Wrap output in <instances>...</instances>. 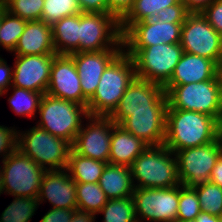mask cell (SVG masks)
Wrapping results in <instances>:
<instances>
[{
    "label": "cell",
    "instance_id": "6da1fadb",
    "mask_svg": "<svg viewBox=\"0 0 222 222\" xmlns=\"http://www.w3.org/2000/svg\"><path fill=\"white\" fill-rule=\"evenodd\" d=\"M218 121L207 114L167 108L164 145L173 153L217 140Z\"/></svg>",
    "mask_w": 222,
    "mask_h": 222
},
{
    "label": "cell",
    "instance_id": "d6a6232c",
    "mask_svg": "<svg viewBox=\"0 0 222 222\" xmlns=\"http://www.w3.org/2000/svg\"><path fill=\"white\" fill-rule=\"evenodd\" d=\"M200 202L201 211L222 216V188L212 182L193 187Z\"/></svg>",
    "mask_w": 222,
    "mask_h": 222
},
{
    "label": "cell",
    "instance_id": "7a4b0ae2",
    "mask_svg": "<svg viewBox=\"0 0 222 222\" xmlns=\"http://www.w3.org/2000/svg\"><path fill=\"white\" fill-rule=\"evenodd\" d=\"M136 77L132 57L122 50L104 70L93 97L87 103L91 116H110Z\"/></svg>",
    "mask_w": 222,
    "mask_h": 222
},
{
    "label": "cell",
    "instance_id": "8d00e7d4",
    "mask_svg": "<svg viewBox=\"0 0 222 222\" xmlns=\"http://www.w3.org/2000/svg\"><path fill=\"white\" fill-rule=\"evenodd\" d=\"M188 14L186 6L180 1L157 12L155 19L166 23H184Z\"/></svg>",
    "mask_w": 222,
    "mask_h": 222
},
{
    "label": "cell",
    "instance_id": "83f0119b",
    "mask_svg": "<svg viewBox=\"0 0 222 222\" xmlns=\"http://www.w3.org/2000/svg\"><path fill=\"white\" fill-rule=\"evenodd\" d=\"M27 20L11 14L0 6V41L7 51H14L21 34L24 32Z\"/></svg>",
    "mask_w": 222,
    "mask_h": 222
},
{
    "label": "cell",
    "instance_id": "7dc6e473",
    "mask_svg": "<svg viewBox=\"0 0 222 222\" xmlns=\"http://www.w3.org/2000/svg\"><path fill=\"white\" fill-rule=\"evenodd\" d=\"M195 220L196 222H213V215L208 212L201 211Z\"/></svg>",
    "mask_w": 222,
    "mask_h": 222
},
{
    "label": "cell",
    "instance_id": "74e56055",
    "mask_svg": "<svg viewBox=\"0 0 222 222\" xmlns=\"http://www.w3.org/2000/svg\"><path fill=\"white\" fill-rule=\"evenodd\" d=\"M18 132L11 127L0 125V155L5 159L17 149Z\"/></svg>",
    "mask_w": 222,
    "mask_h": 222
},
{
    "label": "cell",
    "instance_id": "d590c367",
    "mask_svg": "<svg viewBox=\"0 0 222 222\" xmlns=\"http://www.w3.org/2000/svg\"><path fill=\"white\" fill-rule=\"evenodd\" d=\"M201 212L200 202L193 187L180 185L177 221L194 220Z\"/></svg>",
    "mask_w": 222,
    "mask_h": 222
},
{
    "label": "cell",
    "instance_id": "d6986e66",
    "mask_svg": "<svg viewBox=\"0 0 222 222\" xmlns=\"http://www.w3.org/2000/svg\"><path fill=\"white\" fill-rule=\"evenodd\" d=\"M37 199L39 204L47 199L53 208L75 210L77 209L76 182L66 169L47 170L44 173Z\"/></svg>",
    "mask_w": 222,
    "mask_h": 222
},
{
    "label": "cell",
    "instance_id": "681fc988",
    "mask_svg": "<svg viewBox=\"0 0 222 222\" xmlns=\"http://www.w3.org/2000/svg\"><path fill=\"white\" fill-rule=\"evenodd\" d=\"M213 222H222V216L213 215Z\"/></svg>",
    "mask_w": 222,
    "mask_h": 222
},
{
    "label": "cell",
    "instance_id": "60d3db41",
    "mask_svg": "<svg viewBox=\"0 0 222 222\" xmlns=\"http://www.w3.org/2000/svg\"><path fill=\"white\" fill-rule=\"evenodd\" d=\"M71 209H50L41 219L40 222H71L73 212Z\"/></svg>",
    "mask_w": 222,
    "mask_h": 222
},
{
    "label": "cell",
    "instance_id": "f6af8a7d",
    "mask_svg": "<svg viewBox=\"0 0 222 222\" xmlns=\"http://www.w3.org/2000/svg\"><path fill=\"white\" fill-rule=\"evenodd\" d=\"M210 182L222 188V154L219 156L210 174Z\"/></svg>",
    "mask_w": 222,
    "mask_h": 222
},
{
    "label": "cell",
    "instance_id": "f907efd6",
    "mask_svg": "<svg viewBox=\"0 0 222 222\" xmlns=\"http://www.w3.org/2000/svg\"><path fill=\"white\" fill-rule=\"evenodd\" d=\"M1 166H0V194H3V188H2V174H1Z\"/></svg>",
    "mask_w": 222,
    "mask_h": 222
},
{
    "label": "cell",
    "instance_id": "816d5d0a",
    "mask_svg": "<svg viewBox=\"0 0 222 222\" xmlns=\"http://www.w3.org/2000/svg\"><path fill=\"white\" fill-rule=\"evenodd\" d=\"M219 76H220V79H221V83H222V61L219 65Z\"/></svg>",
    "mask_w": 222,
    "mask_h": 222
},
{
    "label": "cell",
    "instance_id": "f546056e",
    "mask_svg": "<svg viewBox=\"0 0 222 222\" xmlns=\"http://www.w3.org/2000/svg\"><path fill=\"white\" fill-rule=\"evenodd\" d=\"M12 88L14 93L8 99L12 111H15L16 115L20 116L30 118L35 116V113L39 110L40 102L44 94L16 86H12Z\"/></svg>",
    "mask_w": 222,
    "mask_h": 222
},
{
    "label": "cell",
    "instance_id": "277c9868",
    "mask_svg": "<svg viewBox=\"0 0 222 222\" xmlns=\"http://www.w3.org/2000/svg\"><path fill=\"white\" fill-rule=\"evenodd\" d=\"M163 88L167 95V108L204 113L217 121L222 117V83L219 73L211 80Z\"/></svg>",
    "mask_w": 222,
    "mask_h": 222
},
{
    "label": "cell",
    "instance_id": "cb8c5ba5",
    "mask_svg": "<svg viewBox=\"0 0 222 222\" xmlns=\"http://www.w3.org/2000/svg\"><path fill=\"white\" fill-rule=\"evenodd\" d=\"M98 184L108 200L132 197L135 190L131 168L126 165L107 163Z\"/></svg>",
    "mask_w": 222,
    "mask_h": 222
},
{
    "label": "cell",
    "instance_id": "f5cc1de1",
    "mask_svg": "<svg viewBox=\"0 0 222 222\" xmlns=\"http://www.w3.org/2000/svg\"><path fill=\"white\" fill-rule=\"evenodd\" d=\"M176 222H196V220H187V221H176Z\"/></svg>",
    "mask_w": 222,
    "mask_h": 222
},
{
    "label": "cell",
    "instance_id": "2e32d148",
    "mask_svg": "<svg viewBox=\"0 0 222 222\" xmlns=\"http://www.w3.org/2000/svg\"><path fill=\"white\" fill-rule=\"evenodd\" d=\"M80 83L73 58L67 54H56L46 94L87 107L88 100L83 96Z\"/></svg>",
    "mask_w": 222,
    "mask_h": 222
},
{
    "label": "cell",
    "instance_id": "4dcf8cb0",
    "mask_svg": "<svg viewBox=\"0 0 222 222\" xmlns=\"http://www.w3.org/2000/svg\"><path fill=\"white\" fill-rule=\"evenodd\" d=\"M99 213L103 222H137L133 197L108 200Z\"/></svg>",
    "mask_w": 222,
    "mask_h": 222
},
{
    "label": "cell",
    "instance_id": "f1b7e54d",
    "mask_svg": "<svg viewBox=\"0 0 222 222\" xmlns=\"http://www.w3.org/2000/svg\"><path fill=\"white\" fill-rule=\"evenodd\" d=\"M77 209L99 214L108 199L98 183H76Z\"/></svg>",
    "mask_w": 222,
    "mask_h": 222
},
{
    "label": "cell",
    "instance_id": "ac0fdd59",
    "mask_svg": "<svg viewBox=\"0 0 222 222\" xmlns=\"http://www.w3.org/2000/svg\"><path fill=\"white\" fill-rule=\"evenodd\" d=\"M122 50L106 49L69 54L76 65L83 96L88 101L93 97L104 70Z\"/></svg>",
    "mask_w": 222,
    "mask_h": 222
},
{
    "label": "cell",
    "instance_id": "9a60e30c",
    "mask_svg": "<svg viewBox=\"0 0 222 222\" xmlns=\"http://www.w3.org/2000/svg\"><path fill=\"white\" fill-rule=\"evenodd\" d=\"M182 24L166 23L155 18L136 22L122 34L123 49L180 43Z\"/></svg>",
    "mask_w": 222,
    "mask_h": 222
},
{
    "label": "cell",
    "instance_id": "d4e9b609",
    "mask_svg": "<svg viewBox=\"0 0 222 222\" xmlns=\"http://www.w3.org/2000/svg\"><path fill=\"white\" fill-rule=\"evenodd\" d=\"M79 23L80 13L64 17L52 25L56 54L79 53Z\"/></svg>",
    "mask_w": 222,
    "mask_h": 222
},
{
    "label": "cell",
    "instance_id": "3957f363",
    "mask_svg": "<svg viewBox=\"0 0 222 222\" xmlns=\"http://www.w3.org/2000/svg\"><path fill=\"white\" fill-rule=\"evenodd\" d=\"M130 168L135 188H170L181 185L176 156L164 144L148 146L136 157Z\"/></svg>",
    "mask_w": 222,
    "mask_h": 222
},
{
    "label": "cell",
    "instance_id": "836d02e7",
    "mask_svg": "<svg viewBox=\"0 0 222 222\" xmlns=\"http://www.w3.org/2000/svg\"><path fill=\"white\" fill-rule=\"evenodd\" d=\"M81 13L77 0H44L41 20L53 25L64 17Z\"/></svg>",
    "mask_w": 222,
    "mask_h": 222
},
{
    "label": "cell",
    "instance_id": "bcb514c9",
    "mask_svg": "<svg viewBox=\"0 0 222 222\" xmlns=\"http://www.w3.org/2000/svg\"><path fill=\"white\" fill-rule=\"evenodd\" d=\"M96 214L75 209L71 222H95Z\"/></svg>",
    "mask_w": 222,
    "mask_h": 222
},
{
    "label": "cell",
    "instance_id": "5bb4252c",
    "mask_svg": "<svg viewBox=\"0 0 222 222\" xmlns=\"http://www.w3.org/2000/svg\"><path fill=\"white\" fill-rule=\"evenodd\" d=\"M76 135L72 149L82 156L109 163L110 141L116 123L109 116H91Z\"/></svg>",
    "mask_w": 222,
    "mask_h": 222
},
{
    "label": "cell",
    "instance_id": "8fae6325",
    "mask_svg": "<svg viewBox=\"0 0 222 222\" xmlns=\"http://www.w3.org/2000/svg\"><path fill=\"white\" fill-rule=\"evenodd\" d=\"M180 44L184 52L213 60L218 66L222 61V35L201 13H189L182 24Z\"/></svg>",
    "mask_w": 222,
    "mask_h": 222
},
{
    "label": "cell",
    "instance_id": "9c48e42d",
    "mask_svg": "<svg viewBox=\"0 0 222 222\" xmlns=\"http://www.w3.org/2000/svg\"><path fill=\"white\" fill-rule=\"evenodd\" d=\"M2 163L3 192L14 197L37 198L46 170L19 149L9 154Z\"/></svg>",
    "mask_w": 222,
    "mask_h": 222
},
{
    "label": "cell",
    "instance_id": "5b68a950",
    "mask_svg": "<svg viewBox=\"0 0 222 222\" xmlns=\"http://www.w3.org/2000/svg\"><path fill=\"white\" fill-rule=\"evenodd\" d=\"M22 133L18 130L17 149L24 155L46 171L66 169L72 150V144L69 141L53 136L38 126Z\"/></svg>",
    "mask_w": 222,
    "mask_h": 222
},
{
    "label": "cell",
    "instance_id": "4316f807",
    "mask_svg": "<svg viewBox=\"0 0 222 222\" xmlns=\"http://www.w3.org/2000/svg\"><path fill=\"white\" fill-rule=\"evenodd\" d=\"M179 2L180 0H135L129 10L120 18L122 34L132 24L154 19L157 12Z\"/></svg>",
    "mask_w": 222,
    "mask_h": 222
},
{
    "label": "cell",
    "instance_id": "603a6c76",
    "mask_svg": "<svg viewBox=\"0 0 222 222\" xmlns=\"http://www.w3.org/2000/svg\"><path fill=\"white\" fill-rule=\"evenodd\" d=\"M148 145L120 125H115L111 134L109 163L131 166Z\"/></svg>",
    "mask_w": 222,
    "mask_h": 222
},
{
    "label": "cell",
    "instance_id": "f35d334b",
    "mask_svg": "<svg viewBox=\"0 0 222 222\" xmlns=\"http://www.w3.org/2000/svg\"><path fill=\"white\" fill-rule=\"evenodd\" d=\"M208 23L222 35V0H215L201 13Z\"/></svg>",
    "mask_w": 222,
    "mask_h": 222
},
{
    "label": "cell",
    "instance_id": "4fadbf2b",
    "mask_svg": "<svg viewBox=\"0 0 222 222\" xmlns=\"http://www.w3.org/2000/svg\"><path fill=\"white\" fill-rule=\"evenodd\" d=\"M178 177L182 185L195 187L210 182V174L222 149L218 140L209 144L186 148L175 153Z\"/></svg>",
    "mask_w": 222,
    "mask_h": 222
},
{
    "label": "cell",
    "instance_id": "30bf717a",
    "mask_svg": "<svg viewBox=\"0 0 222 222\" xmlns=\"http://www.w3.org/2000/svg\"><path fill=\"white\" fill-rule=\"evenodd\" d=\"M179 194L180 185L170 188H135L132 197L137 222H176Z\"/></svg>",
    "mask_w": 222,
    "mask_h": 222
},
{
    "label": "cell",
    "instance_id": "ab89813d",
    "mask_svg": "<svg viewBox=\"0 0 222 222\" xmlns=\"http://www.w3.org/2000/svg\"><path fill=\"white\" fill-rule=\"evenodd\" d=\"M81 12L111 13L107 0H77Z\"/></svg>",
    "mask_w": 222,
    "mask_h": 222
},
{
    "label": "cell",
    "instance_id": "52a82bcc",
    "mask_svg": "<svg viewBox=\"0 0 222 222\" xmlns=\"http://www.w3.org/2000/svg\"><path fill=\"white\" fill-rule=\"evenodd\" d=\"M38 111L40 120L37 126L71 144L82 127V118L89 116L86 106L46 93L41 99Z\"/></svg>",
    "mask_w": 222,
    "mask_h": 222
},
{
    "label": "cell",
    "instance_id": "e575fe53",
    "mask_svg": "<svg viewBox=\"0 0 222 222\" xmlns=\"http://www.w3.org/2000/svg\"><path fill=\"white\" fill-rule=\"evenodd\" d=\"M2 6L21 19L41 20L44 0H7Z\"/></svg>",
    "mask_w": 222,
    "mask_h": 222
},
{
    "label": "cell",
    "instance_id": "b9f144b4",
    "mask_svg": "<svg viewBox=\"0 0 222 222\" xmlns=\"http://www.w3.org/2000/svg\"><path fill=\"white\" fill-rule=\"evenodd\" d=\"M13 69L0 57V92L1 95L8 92L9 85H12Z\"/></svg>",
    "mask_w": 222,
    "mask_h": 222
},
{
    "label": "cell",
    "instance_id": "44dd1931",
    "mask_svg": "<svg viewBox=\"0 0 222 222\" xmlns=\"http://www.w3.org/2000/svg\"><path fill=\"white\" fill-rule=\"evenodd\" d=\"M219 66L210 59L184 52L170 80L164 86L186 85L213 79Z\"/></svg>",
    "mask_w": 222,
    "mask_h": 222
},
{
    "label": "cell",
    "instance_id": "1f68e13d",
    "mask_svg": "<svg viewBox=\"0 0 222 222\" xmlns=\"http://www.w3.org/2000/svg\"><path fill=\"white\" fill-rule=\"evenodd\" d=\"M15 199L5 208L0 222H29L39 206L37 198L14 197Z\"/></svg>",
    "mask_w": 222,
    "mask_h": 222
},
{
    "label": "cell",
    "instance_id": "ffe728a7",
    "mask_svg": "<svg viewBox=\"0 0 222 222\" xmlns=\"http://www.w3.org/2000/svg\"><path fill=\"white\" fill-rule=\"evenodd\" d=\"M148 146L162 145L165 140L166 111L130 112L119 124Z\"/></svg>",
    "mask_w": 222,
    "mask_h": 222
},
{
    "label": "cell",
    "instance_id": "7bdbcfd3",
    "mask_svg": "<svg viewBox=\"0 0 222 222\" xmlns=\"http://www.w3.org/2000/svg\"><path fill=\"white\" fill-rule=\"evenodd\" d=\"M109 9L120 19L132 6L135 0H107Z\"/></svg>",
    "mask_w": 222,
    "mask_h": 222
},
{
    "label": "cell",
    "instance_id": "7402d4cb",
    "mask_svg": "<svg viewBox=\"0 0 222 222\" xmlns=\"http://www.w3.org/2000/svg\"><path fill=\"white\" fill-rule=\"evenodd\" d=\"M14 55L56 54L52 26L42 20L27 21Z\"/></svg>",
    "mask_w": 222,
    "mask_h": 222
},
{
    "label": "cell",
    "instance_id": "484cf974",
    "mask_svg": "<svg viewBox=\"0 0 222 222\" xmlns=\"http://www.w3.org/2000/svg\"><path fill=\"white\" fill-rule=\"evenodd\" d=\"M106 162L95 160L70 151L66 170L76 183H98Z\"/></svg>",
    "mask_w": 222,
    "mask_h": 222
},
{
    "label": "cell",
    "instance_id": "c3c4849f",
    "mask_svg": "<svg viewBox=\"0 0 222 222\" xmlns=\"http://www.w3.org/2000/svg\"><path fill=\"white\" fill-rule=\"evenodd\" d=\"M217 140L220 144V148L222 149V117L218 120L217 123Z\"/></svg>",
    "mask_w": 222,
    "mask_h": 222
},
{
    "label": "cell",
    "instance_id": "ee69618b",
    "mask_svg": "<svg viewBox=\"0 0 222 222\" xmlns=\"http://www.w3.org/2000/svg\"><path fill=\"white\" fill-rule=\"evenodd\" d=\"M189 13H202L215 0H180Z\"/></svg>",
    "mask_w": 222,
    "mask_h": 222
},
{
    "label": "cell",
    "instance_id": "7c38bea8",
    "mask_svg": "<svg viewBox=\"0 0 222 222\" xmlns=\"http://www.w3.org/2000/svg\"><path fill=\"white\" fill-rule=\"evenodd\" d=\"M167 106V95L163 86L135 77L109 117L119 125L130 116V112L166 111Z\"/></svg>",
    "mask_w": 222,
    "mask_h": 222
},
{
    "label": "cell",
    "instance_id": "8992f818",
    "mask_svg": "<svg viewBox=\"0 0 222 222\" xmlns=\"http://www.w3.org/2000/svg\"><path fill=\"white\" fill-rule=\"evenodd\" d=\"M132 57L137 78L164 86L184 53L180 43L123 49Z\"/></svg>",
    "mask_w": 222,
    "mask_h": 222
},
{
    "label": "cell",
    "instance_id": "ba28073f",
    "mask_svg": "<svg viewBox=\"0 0 222 222\" xmlns=\"http://www.w3.org/2000/svg\"><path fill=\"white\" fill-rule=\"evenodd\" d=\"M79 52L122 49L120 19L111 13L81 12Z\"/></svg>",
    "mask_w": 222,
    "mask_h": 222
},
{
    "label": "cell",
    "instance_id": "e0dca14e",
    "mask_svg": "<svg viewBox=\"0 0 222 222\" xmlns=\"http://www.w3.org/2000/svg\"><path fill=\"white\" fill-rule=\"evenodd\" d=\"M55 55H16L11 86L45 94Z\"/></svg>",
    "mask_w": 222,
    "mask_h": 222
},
{
    "label": "cell",
    "instance_id": "db71d44e",
    "mask_svg": "<svg viewBox=\"0 0 222 222\" xmlns=\"http://www.w3.org/2000/svg\"><path fill=\"white\" fill-rule=\"evenodd\" d=\"M7 0H0V6H2Z\"/></svg>",
    "mask_w": 222,
    "mask_h": 222
}]
</instances>
